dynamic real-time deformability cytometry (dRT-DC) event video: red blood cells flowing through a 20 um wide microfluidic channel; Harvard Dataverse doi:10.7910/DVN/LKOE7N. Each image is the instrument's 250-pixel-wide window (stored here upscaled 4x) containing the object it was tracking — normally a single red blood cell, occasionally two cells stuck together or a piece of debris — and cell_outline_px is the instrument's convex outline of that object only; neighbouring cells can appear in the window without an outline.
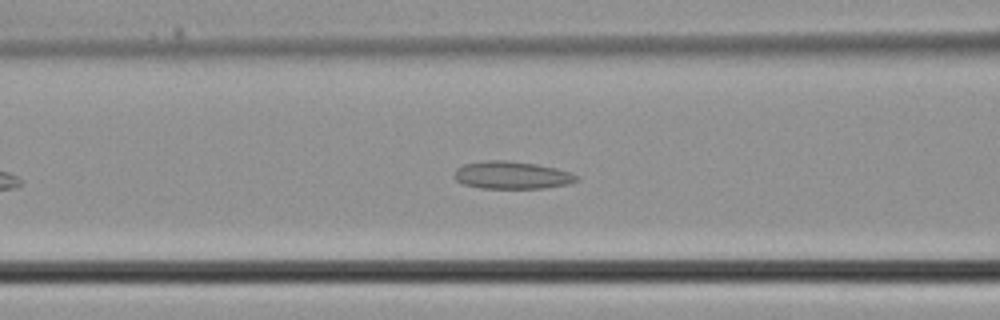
{"species": "common noctule bat (a hibernating species)", "species_latin": "Nyctalus noctula", "temperature_condition": "cold", "stored_images_in_passage": 32, "camera_frame_rate_fps": 3000, "um_per_image_px": 0.085, "animal": {"sex": "male", "body_mass_g": 21.5, "forearm_length_mm": 52.0}, "frame": {"image": 1, "passage_image": 9, "time_ms": 2.667, "image_size_px": [1000, 320], "cell_outline_px": [[580, 180], [568, 184], [544, 188], [480, 188], [464, 184], [456, 180], [452, 176], [456, 168], [464, 164], [484, 160], [508, 160], [536, 164], [556, 168], [572, 172], [580, 176]], "centroid_in_image_um": [43.52, 14.88], "position_along_channel_um": 123.1, "area_um2": 19.94}}
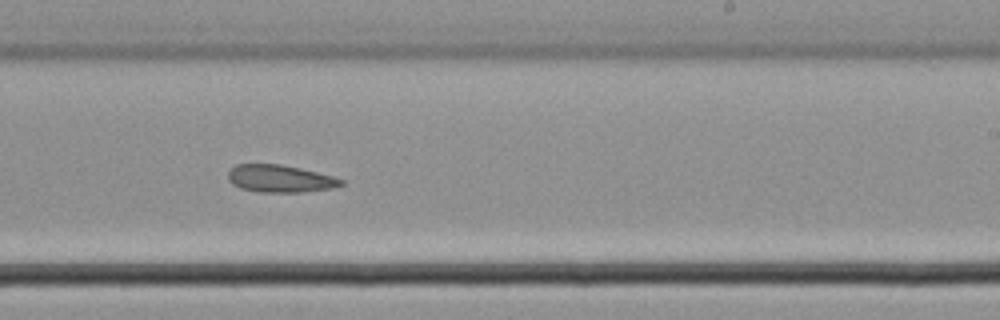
{"frame": {"image": 2, "passage_image": 17, "time_ms": 5.333, "image_size_px": [1000, 320], "cell_outline_px": [[344, 184], [336, 188], [304, 192], [260, 192], [240, 188], [232, 184], [228, 180], [228, 172], [236, 164], [280, 164], [300, 168], [332, 176], [344, 180]], "centroid_in_image_um": [23.82, 15.19], "position_along_channel_um": 265.2, "area_um2": 18.15}}
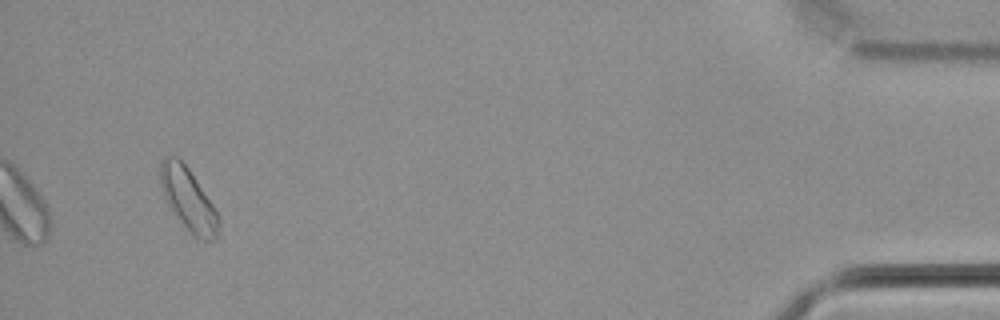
{"frame": {"image": 3, "passage_image": 30, "time_ms": 9.667, "image_size_px": [1000, 320], "cell_outline_px": [[220, 224], [216, 240], [196, 240], [192, 236], [176, 216], [168, 204], [164, 196], [160, 180], [160, 164], [168, 156], [176, 156], [188, 168], [220, 216]], "centroid_in_image_um": [16.03, 17.01], "position_along_channel_um": 419.2, "area_um2": 21.04}}